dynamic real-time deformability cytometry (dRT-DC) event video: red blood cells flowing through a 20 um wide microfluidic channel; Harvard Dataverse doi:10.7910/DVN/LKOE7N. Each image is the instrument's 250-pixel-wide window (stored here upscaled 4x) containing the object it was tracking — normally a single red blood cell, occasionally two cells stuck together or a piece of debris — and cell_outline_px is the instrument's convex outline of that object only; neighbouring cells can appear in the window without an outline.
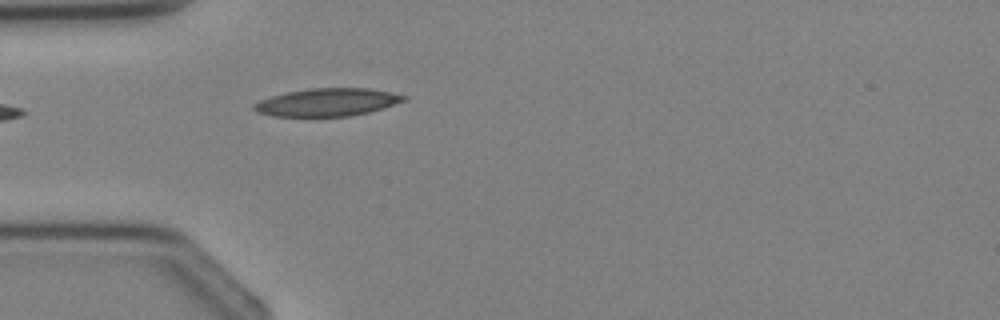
{"species": "Egyptian fruit bat (a non-hibernating species)", "species_latin": "Rousettus aegyptiacus", "temperature_condition": "cold", "stored_images_in_passage": 3, "camera_frame_rate_fps": 3000, "um_per_image_px": 0.085, "animal": {"sex": "female"}, "frame": {"image": 1, "passage_image": 3, "time_ms": 2.333, "image_size_px": [1000, 320], "cell_outline_px": [[408, 100], [384, 108], [352, 116], [272, 116], [256, 112], [252, 108], [252, 104], [260, 100], [272, 96], [288, 92], [308, 88], [368, 88], [392, 92], [408, 96]], "centroid_in_image_um": [27.85, 8.69], "position_along_channel_um": 57.2, "area_um2": 24.45}}